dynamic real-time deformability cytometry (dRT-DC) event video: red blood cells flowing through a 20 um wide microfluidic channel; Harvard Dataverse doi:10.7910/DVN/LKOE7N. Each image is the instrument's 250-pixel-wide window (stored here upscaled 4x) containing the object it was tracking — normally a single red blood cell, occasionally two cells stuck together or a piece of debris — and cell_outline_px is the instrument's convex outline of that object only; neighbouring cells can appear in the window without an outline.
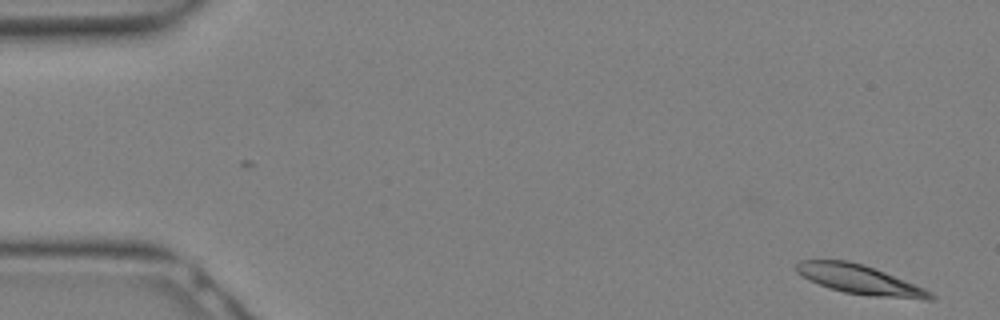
{"species": "Egyptian fruit bat (a non-hibernating species)", "species_latin": "Rousettus aegyptiacus", "temperature_condition": "warm", "stored_images_in_passage": 30, "camera_frame_rate_fps": 3000, "um_per_image_px": 0.085, "animal": {"sex": "female"}, "frame": {"image": 1, "passage_image": 1, "time_ms": 0.0, "image_size_px": [1000, 320], "cell_outline_px": [[936, 300], [924, 300], [872, 296], [844, 292], [808, 280], [796, 272], [796, 264], [800, 260], [848, 260], [864, 264], [924, 288], [932, 292], [936, 296]], "centroid_in_image_um": [73.12, 23.77], "position_along_channel_um": 11.9, "area_um2": 22.83}}
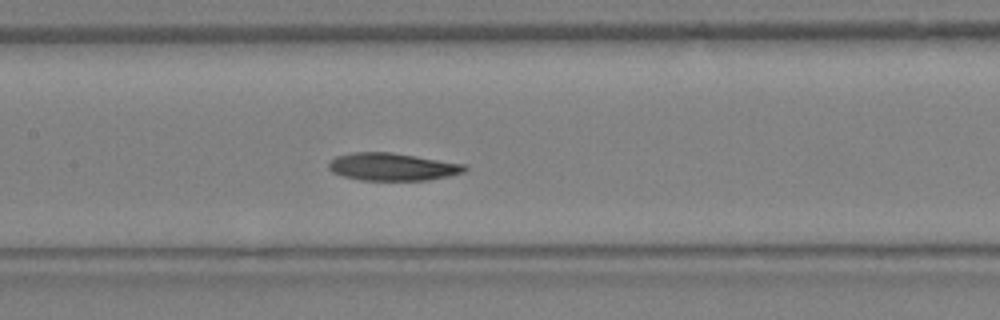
{"frame": {"image": 2, "passage_image": 14, "time_ms": 4.333, "image_size_px": [1000, 320], "cell_outline_px": [[468, 168], [464, 172], [448, 176], [428, 180], [360, 180], [344, 176], [332, 172], [328, 168], [328, 164], [336, 156], [356, 152], [388, 152], [468, 164]], "centroid_in_image_um": [33.39, 14.18], "position_along_channel_um": 174.0, "area_um2": 21.79}}
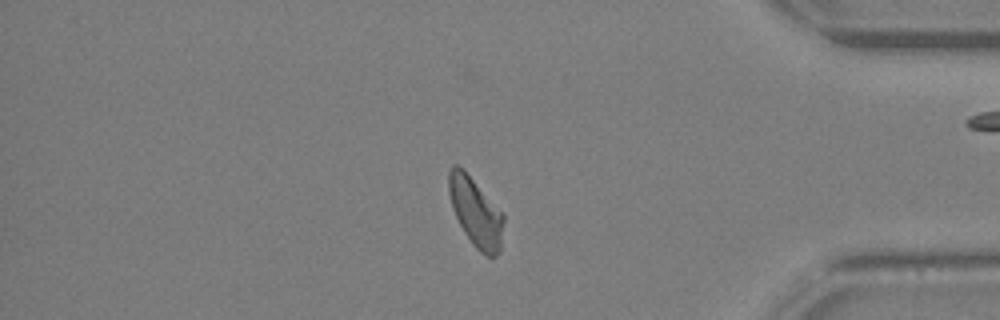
{"frame": {"image": 3, "passage_image": 25, "time_ms": 8.0, "image_size_px": [1000, 320], "cell_outline_px": [[504, 220], [500, 252], [492, 260], [484, 256], [472, 244], [464, 232], [452, 208], [448, 192], [448, 172], [452, 164], [456, 164], [464, 168], [504, 216]], "centroid_in_image_um": [40.42, 18.05], "position_along_channel_um": 394.8, "area_um2": 22.14}}